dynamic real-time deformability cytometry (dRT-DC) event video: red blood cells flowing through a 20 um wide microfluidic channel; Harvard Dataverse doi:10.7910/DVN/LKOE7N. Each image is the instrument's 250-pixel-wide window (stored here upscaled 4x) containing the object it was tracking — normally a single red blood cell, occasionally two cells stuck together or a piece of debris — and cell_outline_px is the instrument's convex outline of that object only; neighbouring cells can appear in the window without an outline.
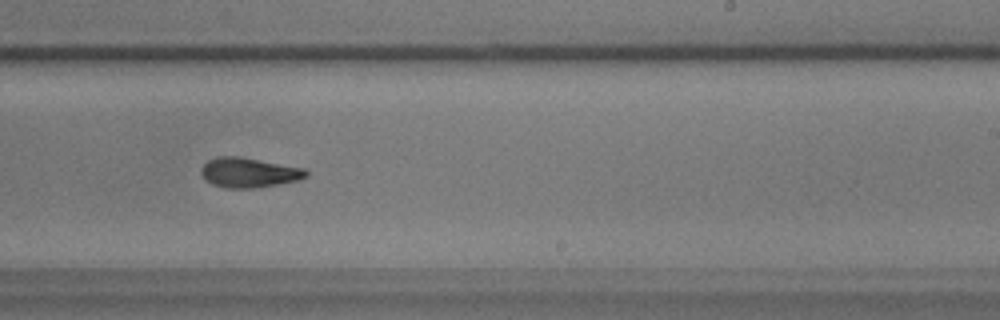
{"species": "common noctule bat (a hibernating species)", "species_latin": "Nyctalus noctula", "temperature_condition": "warm", "stored_images_in_passage": 41, "camera_frame_rate_fps": 3000, "um_per_image_px": 0.085, "animal": {"sex": "male", "body_mass_g": 17.9}, "frame": {"image": 1, "passage_image": 24, "time_ms": 7.667, "image_size_px": [1000, 320], "cell_outline_px": [[308, 176], [296, 180], [256, 188], [228, 188], [212, 184], [204, 180], [200, 172], [200, 168], [208, 160], [216, 156], [240, 156], [304, 168], [308, 172]], "centroid_in_image_um": [21.1, 14.66], "position_along_channel_um": 267.9, "area_um2": 18.26}, "authors_computed_cell_mechanics": {"area_um2": 18.2648, "velocity_mm_per_s": 3.5382, "shape_relaxation_time_tau1_ms": 4.4818, "shape_relaxation_time_tau2_ms": 5.6618, "deformation_change_tau1": 0.1704, "deformation_change_tau2": 0.1214}}